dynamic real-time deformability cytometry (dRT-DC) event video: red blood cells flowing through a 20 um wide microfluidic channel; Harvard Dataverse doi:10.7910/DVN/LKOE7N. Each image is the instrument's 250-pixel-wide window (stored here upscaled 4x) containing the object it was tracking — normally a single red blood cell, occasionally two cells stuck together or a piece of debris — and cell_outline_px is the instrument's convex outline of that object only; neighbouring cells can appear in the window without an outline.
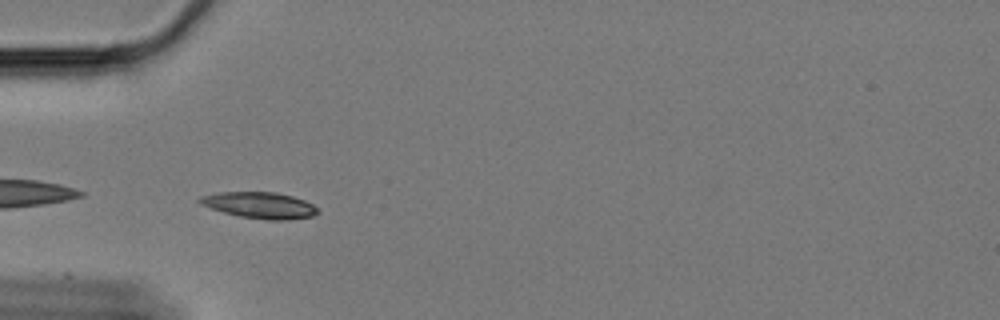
{"species": "Egyptian fruit bat (a non-hibernating species)", "species_latin": "Rousettus aegyptiacus", "temperature_condition": "cold", "stored_images_in_passage": 7, "camera_frame_rate_fps": 3000, "um_per_image_px": 0.085, "animal": {"sex": "female"}, "frame": {"image": 1, "passage_image": 2, "time_ms": 0.333, "image_size_px": [1000, 320], "cell_outline_px": [[320, 212], [316, 216], [288, 220], [268, 220], [240, 216], [224, 212], [200, 204], [196, 200], [200, 196], [216, 192], [276, 192], [292, 196], [304, 200], [312, 204]], "centroid_in_image_um": [22.09, 17.44], "position_along_channel_um": 62.9, "area_um2": 18.15}}
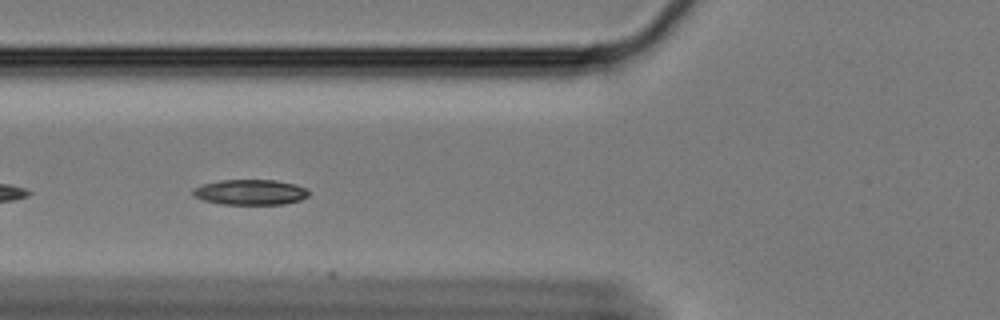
{"frame": {"image": 2, "passage_image": 6, "time_ms": 1.667, "image_size_px": [1000, 320], "cell_outline_px": [[308, 196], [300, 200], [284, 204], [224, 204], [204, 200], [192, 196], [192, 188], [200, 184], [220, 180], [276, 180], [296, 184], [304, 188], [308, 192]], "centroid_in_image_um": [21.23, 16.33], "position_along_channel_um": 104.6, "area_um2": 17.17}}